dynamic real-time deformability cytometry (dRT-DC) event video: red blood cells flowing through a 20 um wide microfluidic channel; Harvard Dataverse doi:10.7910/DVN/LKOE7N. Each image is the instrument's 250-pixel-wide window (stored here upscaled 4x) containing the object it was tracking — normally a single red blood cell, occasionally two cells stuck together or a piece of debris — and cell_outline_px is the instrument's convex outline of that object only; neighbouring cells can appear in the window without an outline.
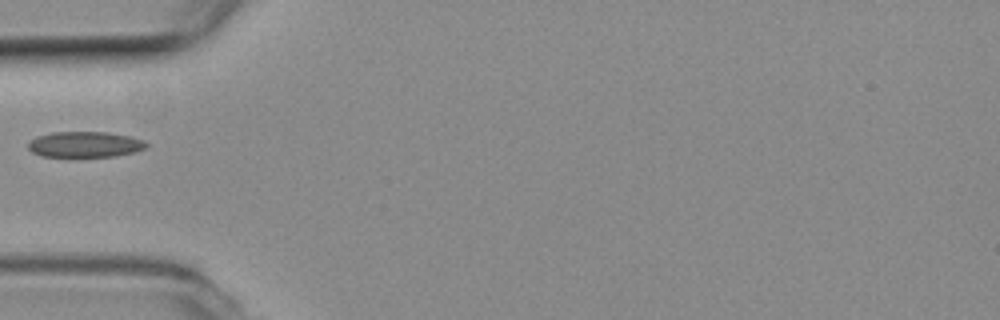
{"species": "common noctule bat (a hibernating species)", "species_latin": "Nyctalus noctula", "temperature_condition": "room temperature", "stored_images_in_passage": 2, "camera_frame_rate_fps": 3000, "um_per_image_px": 0.085, "animal": {"sex": "female", "body_mass_g": 19.3, "forearm_length_mm": 54.1}, "frame": {"image": 1, "passage_image": 1, "time_ms": 0.0, "image_size_px": [1000, 320], "cell_outline_px": [[148, 148], [136, 152], [116, 156], [68, 160], [40, 156], [32, 152], [28, 148], [28, 140], [36, 136], [52, 132], [108, 132], [132, 136], [144, 140], [148, 144]], "centroid_in_image_um": [7.19, 12.33], "position_along_channel_um": 77.8, "area_um2": 19.07}}
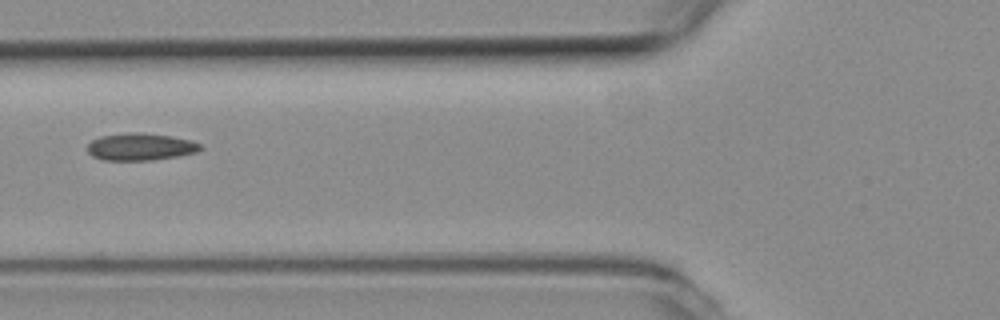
{"frame": {"image": 2, "passage_image": 2, "time_ms": 0.333, "image_size_px": [1000, 320], "cell_outline_px": [[204, 148], [196, 152], [180, 156], [152, 160], [100, 160], [92, 156], [88, 152], [88, 144], [92, 140], [100, 136], [128, 132], [140, 132], [172, 136], [192, 140], [204, 144]], "centroid_in_image_um": [11.98, 12.47], "position_along_channel_um": 113.8, "area_um2": 18.26}}